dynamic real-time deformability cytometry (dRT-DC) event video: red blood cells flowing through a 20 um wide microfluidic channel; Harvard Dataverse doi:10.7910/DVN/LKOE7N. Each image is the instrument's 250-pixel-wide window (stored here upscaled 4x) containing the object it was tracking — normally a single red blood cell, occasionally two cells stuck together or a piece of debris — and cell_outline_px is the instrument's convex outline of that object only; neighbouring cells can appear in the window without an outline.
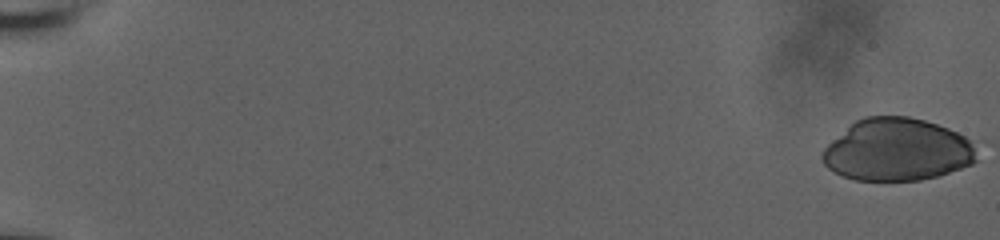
{"species": "human", "species_latin": "Homo sapiens", "temperature_condition": "room temperature", "stored_images_in_passage": 59, "camera_frame_rate_fps": 3000, "um_per_image_px": 0.085, "donor": {"sex": "male"}, "frame": {"image": 1, "passage_image": 1, "time_ms": 0.0, "image_size_px": [1000, 240], "cell_outline_px": [[984, 140], [976, 160], [972, 164], [936, 176], [920, 180], [856, 180], [844, 176], [828, 168], [824, 164], [820, 156], [824, 148], [832, 140], [856, 120], [864, 116], [908, 116], [924, 120]], "centroid_in_image_um": [76.4, 12.71], "position_along_channel_um": 8.6, "area_um2": 57.16}}